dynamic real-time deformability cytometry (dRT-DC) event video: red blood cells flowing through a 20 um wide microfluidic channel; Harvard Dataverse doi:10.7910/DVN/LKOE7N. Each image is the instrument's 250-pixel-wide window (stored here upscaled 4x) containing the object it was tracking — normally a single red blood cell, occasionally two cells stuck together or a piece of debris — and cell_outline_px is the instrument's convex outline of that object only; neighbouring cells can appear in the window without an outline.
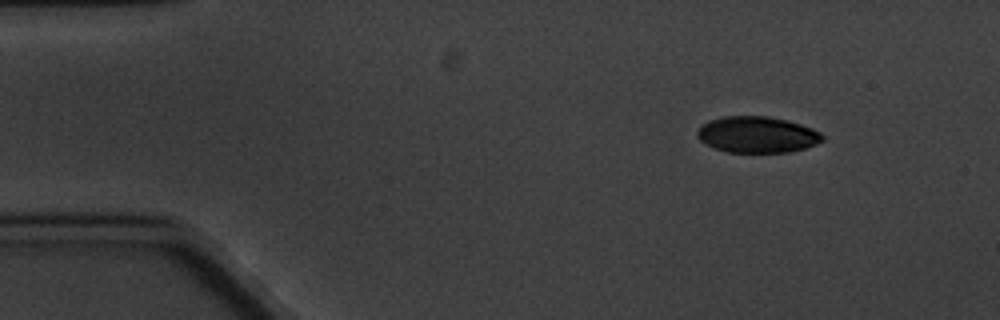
{"species": "common noctule bat (a hibernating species)", "species_latin": "Nyctalus noctula", "temperature_condition": "cold", "stored_images_in_passage": 4, "camera_frame_rate_fps": 3000, "um_per_image_px": 0.085, "animal": {"sex": "male", "body_mass_g": 20.1, "forearm_length_mm": 53.5}, "frame": {"image": 1, "passage_image": 1, "time_ms": 0.0, "image_size_px": [1000, 320], "cell_outline_px": [[824, 140], [816, 144], [792, 152], [728, 152], [716, 148], [700, 140], [696, 136], [696, 132], [700, 124], [708, 120], [724, 116], [768, 116], [788, 120], [812, 128], [820, 132], [824, 136]], "centroid_in_image_um": [64.35, 11.43], "position_along_channel_um": 20.6, "area_um2": 26.59}}
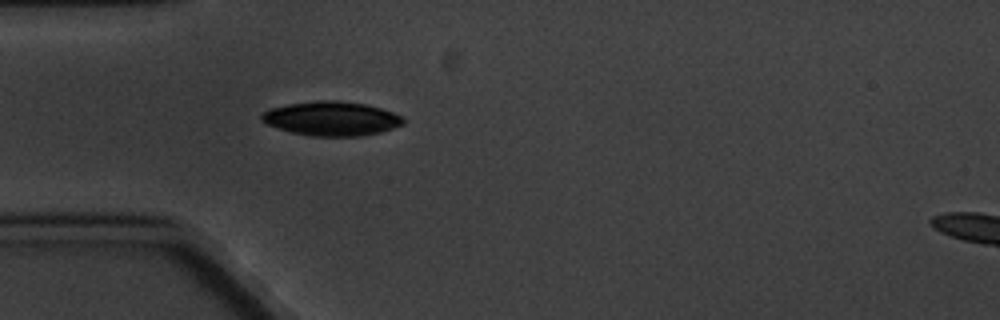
{"frame": {"image": 2, "passage_image": 4, "time_ms": 3.333, "image_size_px": [1000, 320], "cell_outline_px": [[404, 124], [380, 132], [360, 136], [312, 136], [292, 132], [268, 124], [260, 120], [260, 116], [264, 112], [272, 108], [288, 104], [316, 100], [336, 100], [364, 104], [380, 108], [392, 112], [400, 116], [404, 120]], "centroid_in_image_um": [28.17, 10.07], "position_along_channel_um": 56.8, "area_um2": 27.92}}